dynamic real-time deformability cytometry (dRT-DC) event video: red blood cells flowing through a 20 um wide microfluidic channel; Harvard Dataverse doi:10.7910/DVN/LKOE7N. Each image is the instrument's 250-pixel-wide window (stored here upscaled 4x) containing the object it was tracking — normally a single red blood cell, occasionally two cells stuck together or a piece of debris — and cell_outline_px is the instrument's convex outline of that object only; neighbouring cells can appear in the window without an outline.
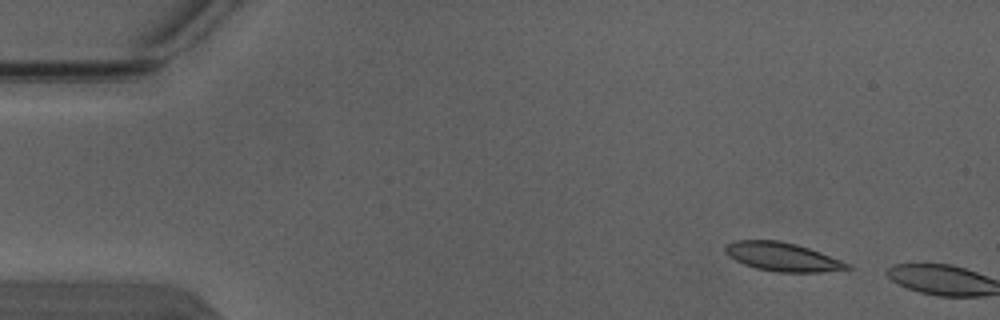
{"species": "Egyptian fruit bat (a non-hibernating species)", "species_latin": "Rousettus aegyptiacus", "temperature_condition": "warm", "stored_images_in_passage": 3, "camera_frame_rate_fps": 3000, "um_per_image_px": 0.085, "animal": {"sex": "male"}, "frame": {"image": 1, "passage_image": 1, "time_ms": 0.0, "image_size_px": [1000, 320], "cell_outline_px": [[852, 268], [820, 272], [776, 272], [756, 268], [744, 264], [728, 256], [724, 252], [724, 248], [728, 244], [736, 240], [780, 240], [796, 244], [820, 252], [852, 264]], "centroid_in_image_um": [66.51, 21.83], "position_along_channel_um": 18.5, "area_um2": 20.35}}